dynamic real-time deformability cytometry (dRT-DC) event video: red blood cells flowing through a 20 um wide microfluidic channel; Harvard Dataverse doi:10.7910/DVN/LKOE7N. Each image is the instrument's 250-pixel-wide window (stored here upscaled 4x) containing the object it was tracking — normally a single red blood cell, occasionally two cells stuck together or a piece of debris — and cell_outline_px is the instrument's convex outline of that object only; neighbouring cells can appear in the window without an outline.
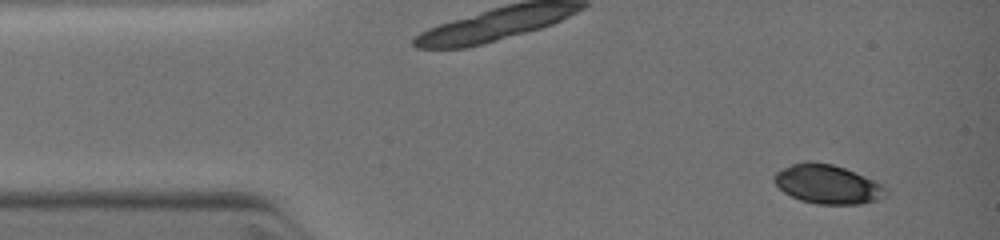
{"species": "common noctule bat (a hibernating species)", "species_latin": "Nyctalus noctula", "temperature_condition": "warm", "stored_images_in_passage": 4, "camera_frame_rate_fps": 3000, "um_per_image_px": 0.085, "animal": {"sex": "female", "body_mass_g": 19.0, "forearm_length_mm": 51.5}, "frame": {"image": 1, "passage_image": 1, "time_ms": 0.0, "image_size_px": [1000, 240], "cell_outline_px": [[888, 196], [876, 200], [860, 204], [816, 204], [800, 200], [784, 192], [772, 180], [772, 176], [776, 172], [792, 164], [804, 160], [808, 160], [832, 164], [844, 168], [864, 176], [880, 184], [888, 192]], "centroid_in_image_um": [70.31, 15.65], "position_along_channel_um": 14.7, "area_um2": 25.37}}
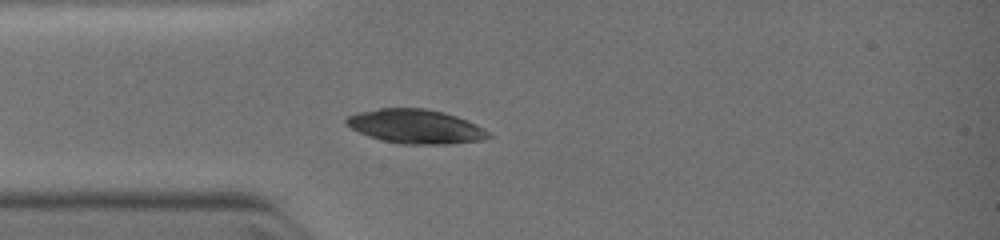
{"frame": {"image": 2, "passage_image": 4, "time_ms": 2.333, "image_size_px": [1000, 240], "cell_outline_px": [[492, 136], [484, 140], [452, 144], [400, 144], [368, 136], [344, 124], [344, 120], [348, 116], [356, 112], [380, 108], [424, 108], [444, 112], [456, 116], [476, 124], [484, 128]], "centroid_in_image_um": [35.33, 10.75], "position_along_channel_um": 49.7, "area_um2": 28.38}}